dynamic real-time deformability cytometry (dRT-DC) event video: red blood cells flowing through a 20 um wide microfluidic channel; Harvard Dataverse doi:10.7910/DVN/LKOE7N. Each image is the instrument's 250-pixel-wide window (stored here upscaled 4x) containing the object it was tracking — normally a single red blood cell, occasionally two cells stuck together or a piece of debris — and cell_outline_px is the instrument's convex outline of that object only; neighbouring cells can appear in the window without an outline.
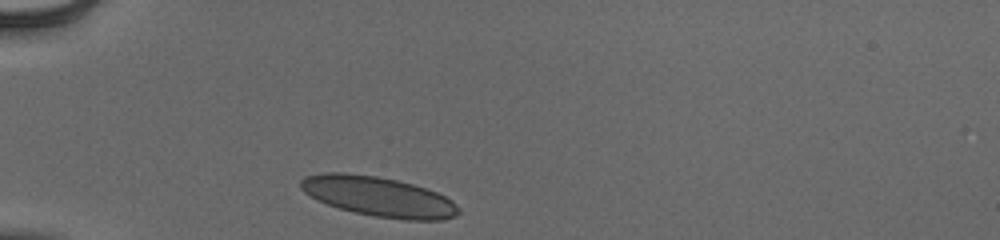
{"species": "human", "species_latin": "Homo sapiens", "temperature_condition": "cold", "stored_images_in_passage": 30, "camera_frame_rate_fps": 3000, "um_per_image_px": 0.085, "donor": {"sex": "male"}, "frame": {"image": 1, "passage_image": 1, "time_ms": 0.0, "image_size_px": [1000, 240], "cell_outline_px": [[460, 212], [444, 220], [404, 220], [376, 216], [352, 212], [316, 200], [304, 192], [300, 188], [300, 180], [304, 176], [324, 172], [344, 172], [376, 176], [396, 180], [412, 184], [436, 192], [452, 200], [460, 208]], "centroid_in_image_um": [32.15, 16.7], "position_along_channel_um": 52.9, "area_um2": 36.65}}
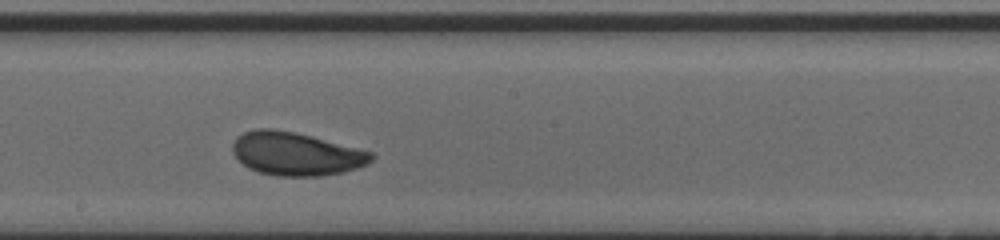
{"frame": {"image": 2, "passage_image": 16, "time_ms": 5.0, "image_size_px": [1000, 240], "cell_outline_px": [[372, 160], [356, 168], [344, 172], [320, 176], [276, 176], [260, 172], [248, 168], [232, 152], [232, 144], [236, 136], [244, 132], [256, 128], [272, 128], [312, 136], [372, 152]], "centroid_in_image_um": [25.11, 13.07], "position_along_channel_um": 223.1, "area_um2": 34.74}}
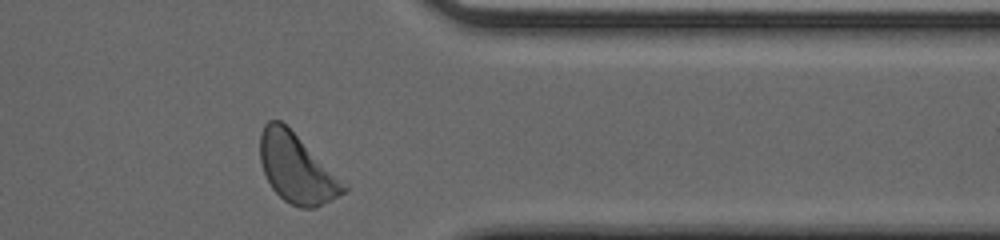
{"frame": {"image": 3, "passage_image": 29, "time_ms": 9.333, "image_size_px": [1000, 240], "cell_outline_px": [[348, 188], [344, 192], [332, 200], [316, 208], [300, 208], [284, 200], [272, 188], [264, 172], [260, 160], [260, 132], [264, 124], [268, 120], [280, 120], [348, 184]], "centroid_in_image_um": [25.22, 14.33], "position_along_channel_um": 386.2, "area_um2": 33.41}, "authors_computed_cell_mechanics": {"area_um2": 34.5933, "velocity_mm_per_s": 3.8751, "shape_relaxation_time_tau1_ms": 6.5759, "shape_relaxation_time_tau2_ms": 1.7003, "deformation_change_tau1": 0.1794, "deformation_change_tau2": 0.0766}}